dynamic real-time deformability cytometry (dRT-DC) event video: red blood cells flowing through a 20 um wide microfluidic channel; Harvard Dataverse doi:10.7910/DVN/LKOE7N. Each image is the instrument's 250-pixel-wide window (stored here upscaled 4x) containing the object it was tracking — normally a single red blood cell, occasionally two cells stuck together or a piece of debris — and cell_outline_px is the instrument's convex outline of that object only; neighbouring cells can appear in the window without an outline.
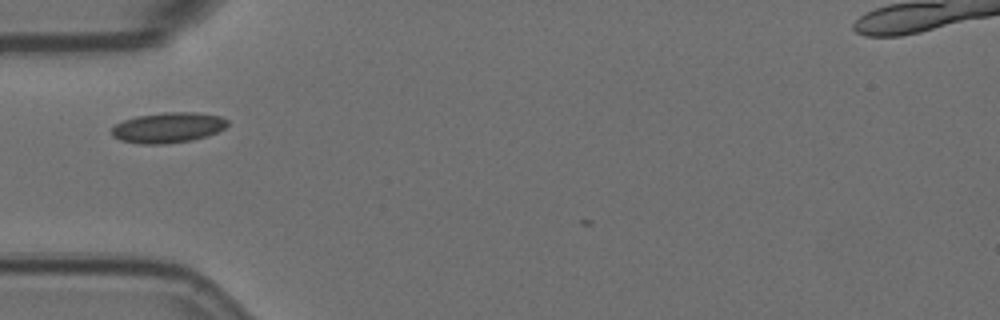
{"species": "Egyptian fruit bat (a non-hibernating species)", "species_latin": "Rousettus aegyptiacus", "temperature_condition": "room temperature", "stored_images_in_passage": 8, "camera_frame_rate_fps": 3000, "um_per_image_px": 0.085, "animal": {"sex": "female"}, "frame": {"image": 1, "passage_image": 1, "time_ms": 0.0, "image_size_px": [1000, 320], "cell_outline_px": [[228, 124], [224, 128], [208, 136], [192, 140], [164, 144], [140, 144], [120, 140], [112, 136], [112, 128], [116, 124], [124, 120], [136, 116], [164, 112], [196, 112], [220, 116], [228, 120]], "centroid_in_image_um": [14.29, 10.84], "position_along_channel_um": 70.7, "area_um2": 20.58}}
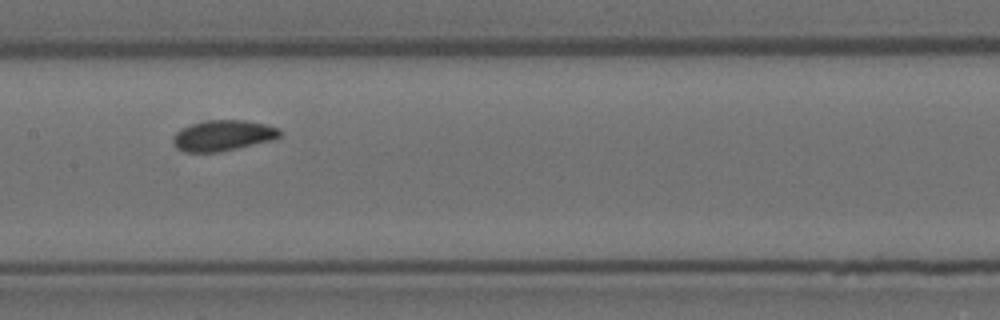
{"frame": {"image": 2, "passage_image": 4, "time_ms": 1.0, "image_size_px": [1000, 320], "cell_outline_px": [[280, 136], [272, 140], [220, 152], [184, 152], [176, 148], [172, 144], [172, 136], [180, 128], [192, 124], [208, 120], [244, 120], [264, 124], [280, 128]], "centroid_in_image_um": [18.9, 11.52], "position_along_channel_um": 188.5, "area_um2": 19.19}}
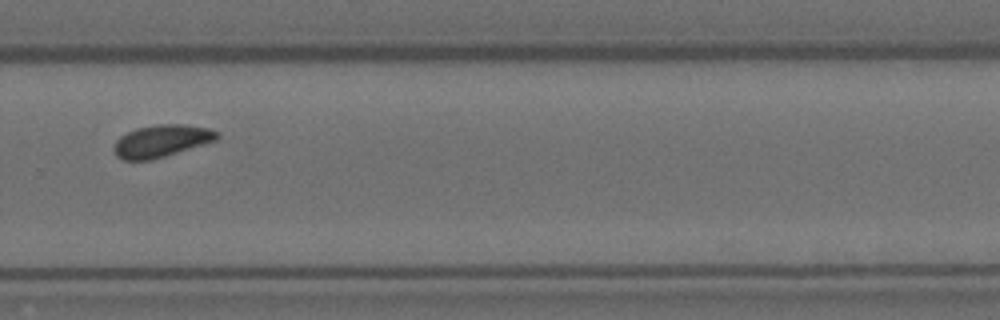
{"frame": {"image": 3, "passage_image": 7, "time_ms": 2.0, "image_size_px": [1000, 320], "cell_outline_px": [[220, 136], [216, 140], [204, 144], [152, 160], [124, 160], [116, 156], [116, 140], [120, 136], [136, 128], [156, 124], [184, 124], [208, 128], [220, 132]], "centroid_in_image_um": [13.76, 11.97], "position_along_channel_um": 316.0, "area_um2": 19.25}}